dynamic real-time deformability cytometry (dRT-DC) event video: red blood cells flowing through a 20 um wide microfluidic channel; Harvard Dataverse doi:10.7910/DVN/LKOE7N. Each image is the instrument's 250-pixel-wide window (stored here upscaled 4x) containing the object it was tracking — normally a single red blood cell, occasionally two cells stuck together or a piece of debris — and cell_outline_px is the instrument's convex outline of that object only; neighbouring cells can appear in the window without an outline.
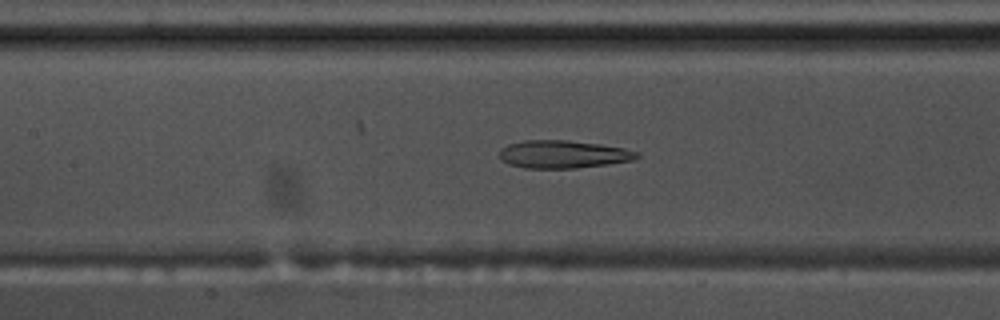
{"species": "common noctule bat (a hibernating species)", "species_latin": "Nyctalus noctula", "temperature_condition": "warm", "stored_images_in_passage": 51, "camera_frame_rate_fps": 3000, "um_per_image_px": 0.085, "animal": {"sex": "male", "body_mass_g": 17.5, "forearm_length_mm": 52.3}, "frame": {"image": 1, "passage_image": 21, "time_ms": 6.667, "image_size_px": [1000, 320], "cell_outline_px": [[640, 156], [632, 160], [608, 164], [576, 168], [524, 168], [508, 164], [500, 160], [500, 148], [508, 144], [524, 140], [568, 140], [600, 144], [624, 148], [640, 152]], "centroid_in_image_um": [47.85, 13.11], "position_along_channel_um": 159.6, "area_um2": 22.43}}
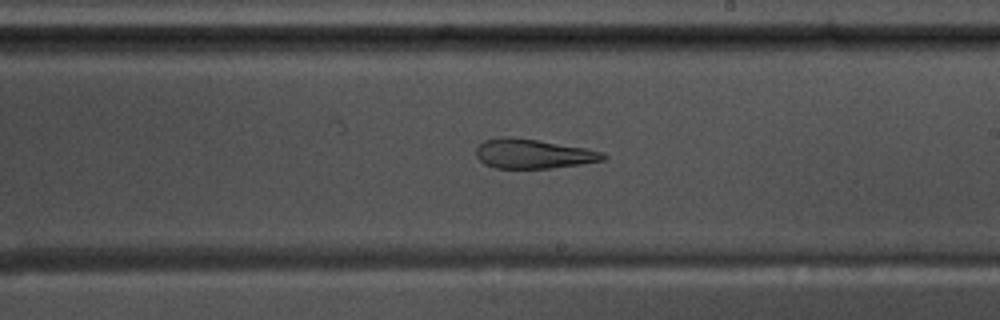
{"frame": {"image": 2, "passage_image": 28, "time_ms": 9.0, "image_size_px": [1000, 320], "cell_outline_px": [[608, 156], [604, 160], [580, 164], [552, 168], [496, 168], [484, 164], [476, 156], [476, 148], [484, 140], [500, 136], [508, 136], [536, 140], [588, 148], [604, 152]], "centroid_in_image_um": [45.32, 13.07], "position_along_channel_um": 243.7, "area_um2": 21.91}}
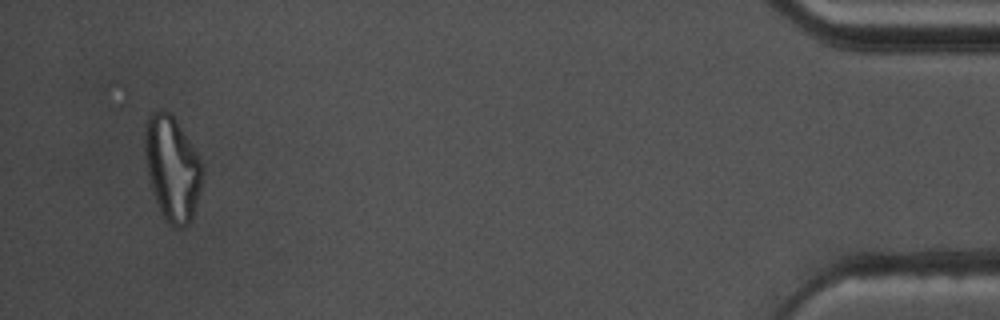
{"frame": {"image": 3, "passage_image": 49, "time_ms": 16.0, "image_size_px": [1000, 320], "cell_outline_px": [[204, 176], [192, 216], [188, 224], [180, 232], [172, 228], [164, 216], [156, 200], [152, 188], [144, 160], [144, 124], [148, 116], [152, 112], [160, 108], [172, 112], [196, 152], [204, 168]], "centroid_in_image_um": [14.62, 14.26], "position_along_channel_um": 420.6, "area_um2": 35.55}, "authors_computed_cell_mechanics": {"area_um2": 27.2238, "velocity_mm_per_s": 3.6264, "shape_relaxation_time_tau1_ms": null, "shape_relaxation_time_tau2_ms": 3.7391, "deformation_change_tau1": null, "deformation_change_tau2": 0.1421}}